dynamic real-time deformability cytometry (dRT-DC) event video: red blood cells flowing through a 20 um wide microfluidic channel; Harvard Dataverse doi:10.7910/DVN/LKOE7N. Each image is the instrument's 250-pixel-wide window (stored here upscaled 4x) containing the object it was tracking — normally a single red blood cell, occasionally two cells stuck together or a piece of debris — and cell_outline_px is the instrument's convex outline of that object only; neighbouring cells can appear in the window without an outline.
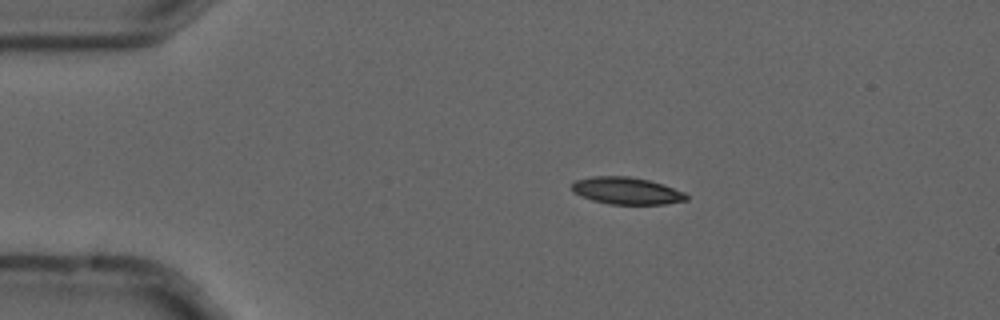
{"species": "common noctule bat (a hibernating species)", "species_latin": "Nyctalus noctula", "temperature_condition": "cold", "stored_images_in_passage": 7, "camera_frame_rate_fps": 3000, "um_per_image_px": 0.085, "animal": {"sex": "male", "forearm_length_mm": 52.5}, "frame": {"image": 1, "passage_image": 3, "time_ms": 0.667, "image_size_px": [1000, 320], "cell_outline_px": [[688, 200], [664, 204], [608, 204], [592, 200], [580, 196], [572, 192], [572, 184], [576, 180], [592, 176], [628, 176], [648, 180], [684, 192], [688, 196]], "centroid_in_image_um": [53.22, 16.22], "position_along_channel_um": 31.8, "area_um2": 17.98}}
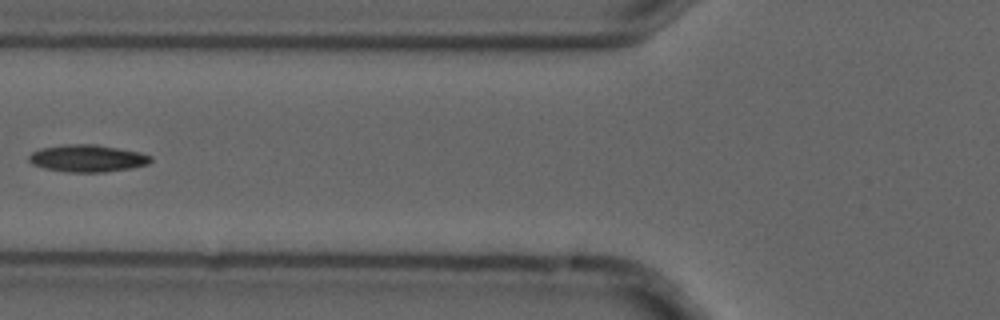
{"frame": {"image": 2, "passage_image": 6, "time_ms": 1.667, "image_size_px": [1000, 320], "cell_outline_px": [[152, 160], [148, 164], [128, 168], [104, 172], [68, 172], [44, 168], [32, 164], [28, 160], [28, 156], [32, 152], [40, 148], [64, 144], [96, 144], [140, 152], [152, 156]], "centroid_in_image_um": [7.41, 13.45], "position_along_channel_um": 118.4, "area_um2": 19.31}}
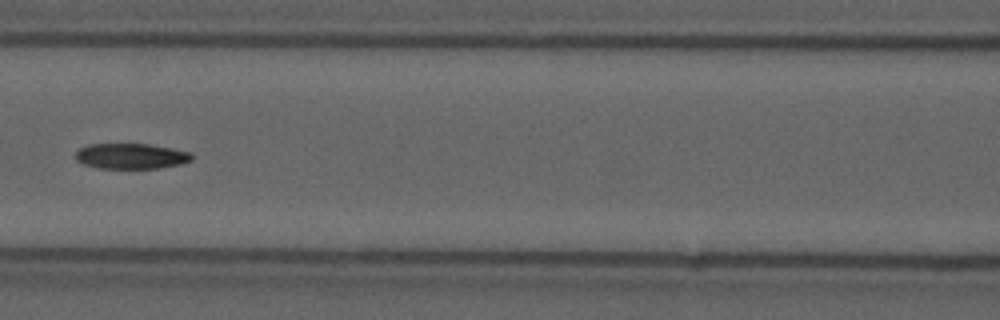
{"frame": {"image": 3, "passage_image": 7, "time_ms": 2.0, "image_size_px": [1000, 320], "cell_outline_px": [[192, 160], [180, 164], [156, 168], [96, 168], [84, 164], [76, 160], [76, 152], [80, 148], [88, 144], [148, 144], [172, 148], [188, 152], [192, 156]], "centroid_in_image_um": [11.11, 13.27], "position_along_channel_um": 155.5, "area_um2": 17.11}}